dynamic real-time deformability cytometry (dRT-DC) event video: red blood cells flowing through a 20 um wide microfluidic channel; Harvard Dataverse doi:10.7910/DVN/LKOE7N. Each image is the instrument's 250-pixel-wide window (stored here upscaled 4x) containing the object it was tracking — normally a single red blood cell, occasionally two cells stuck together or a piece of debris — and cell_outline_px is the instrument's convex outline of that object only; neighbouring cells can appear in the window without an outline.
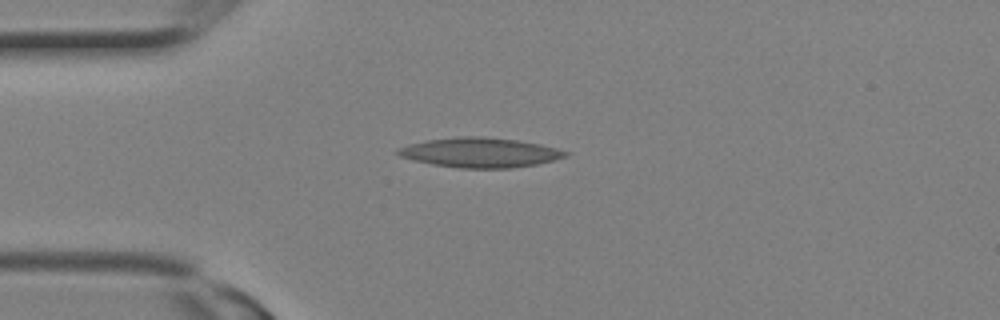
{"species": "Egyptian fruit bat (a non-hibernating species)", "species_latin": "Rousettus aegyptiacus", "temperature_condition": "room temperature", "stored_images_in_passage": 2, "camera_frame_rate_fps": 3000, "um_per_image_px": 0.085, "animal": {"sex": "female"}, "frame": {"image": 1, "passage_image": 2, "time_ms": 0.333, "image_size_px": [1000, 320], "cell_outline_px": [[572, 152], [568, 156], [536, 164], [512, 168], [460, 168], [432, 164], [400, 156], [396, 152], [396, 148], [408, 144], [424, 140], [460, 136], [484, 136], [516, 140], [540, 144]], "centroid_in_image_um": [40.8, 12.95], "position_along_channel_um": 44.2, "area_um2": 29.07}}